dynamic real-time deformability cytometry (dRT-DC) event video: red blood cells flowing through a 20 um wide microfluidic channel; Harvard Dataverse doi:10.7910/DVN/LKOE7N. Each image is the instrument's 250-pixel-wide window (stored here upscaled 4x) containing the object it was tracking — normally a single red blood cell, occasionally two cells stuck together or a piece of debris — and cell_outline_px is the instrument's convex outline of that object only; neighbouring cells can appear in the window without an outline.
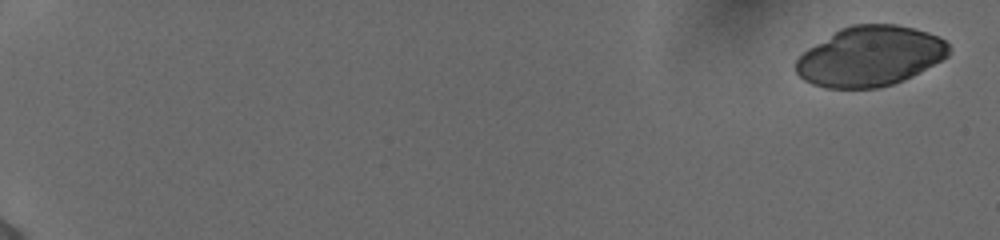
{"species": "human", "species_latin": "Homo sapiens", "temperature_condition": "cold", "stored_images_in_passage": 9, "camera_frame_rate_fps": 3000, "um_per_image_px": 0.085, "donor": {"sex": "female"}, "frame": {"image": 1, "passage_image": 1, "time_ms": 0.0, "image_size_px": [1000, 240], "cell_outline_px": [[948, 56], [912, 76], [904, 80], [880, 88], [824, 88], [812, 84], [804, 80], [796, 72], [796, 60], [808, 48], [840, 28], [852, 24], [896, 24], [928, 32], [944, 40], [948, 44]], "centroid_in_image_um": [73.93, 4.79], "position_along_channel_um": 11.1, "area_um2": 53.23}}
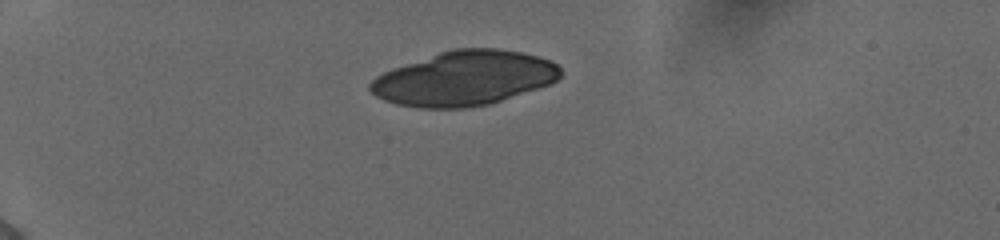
{"frame": {"image": 2, "passage_image": 6, "time_ms": 1.667, "image_size_px": [1000, 240], "cell_outline_px": [[560, 76], [552, 84], [488, 104], [464, 108], [420, 108], [396, 104], [384, 100], [376, 96], [368, 88], [368, 84], [376, 76], [384, 72], [440, 52], [452, 48], [496, 48], [520, 52], [536, 56], [548, 60], [556, 64], [560, 68]], "centroid_in_image_um": [39.45, 6.66], "position_along_channel_um": 45.5, "area_um2": 60.0}}